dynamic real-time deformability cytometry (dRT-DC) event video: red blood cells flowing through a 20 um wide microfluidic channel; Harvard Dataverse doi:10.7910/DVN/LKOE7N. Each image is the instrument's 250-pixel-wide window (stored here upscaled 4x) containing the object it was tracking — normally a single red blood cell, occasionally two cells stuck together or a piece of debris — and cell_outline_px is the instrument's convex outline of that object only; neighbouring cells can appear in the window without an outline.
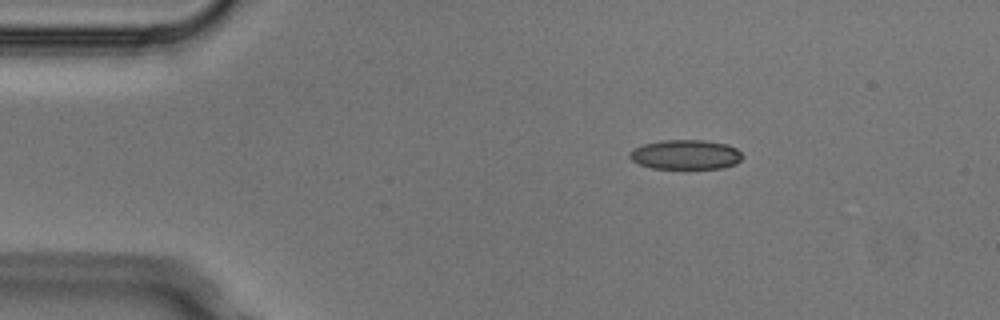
{"species": "Egyptian fruit bat (a non-hibernating species)", "species_latin": "Rousettus aegyptiacus", "temperature_condition": "cold", "stored_images_in_passage": 6, "camera_frame_rate_fps": 3000, "um_per_image_px": 0.085, "animal": {"sex": "male"}, "frame": {"image": 1, "passage_image": 1, "time_ms": 0.0, "image_size_px": [1000, 320], "cell_outline_px": [[744, 156], [736, 164], [724, 168], [652, 168], [640, 164], [632, 160], [628, 156], [628, 152], [644, 144], [660, 140], [704, 140], [728, 144], [736, 148]], "centroid_in_image_um": [58.3, 13.13], "position_along_channel_um": 26.7, "area_um2": 19.48}}
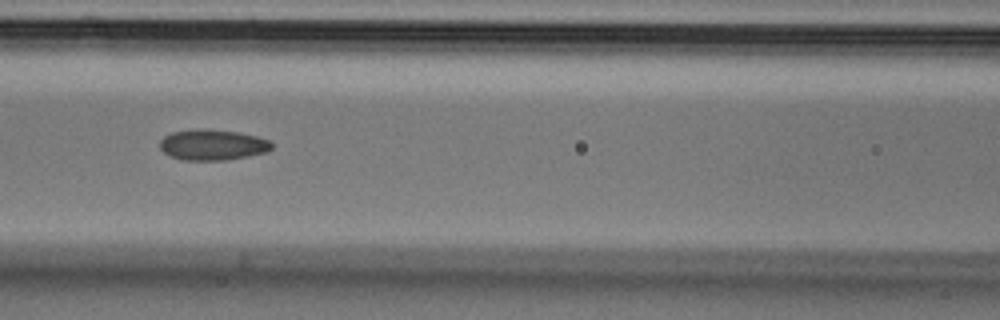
{"frame": {"image": 2, "passage_image": 5, "time_ms": 1.333, "image_size_px": [1000, 320], "cell_outline_px": [[272, 148], [268, 152], [228, 160], [180, 160], [164, 152], [160, 148], [160, 140], [164, 136], [172, 132], [196, 128], [208, 128], [236, 132], [256, 136], [272, 140]], "centroid_in_image_um": [18.09, 12.3], "position_along_channel_um": 148.5, "area_um2": 20.29}}
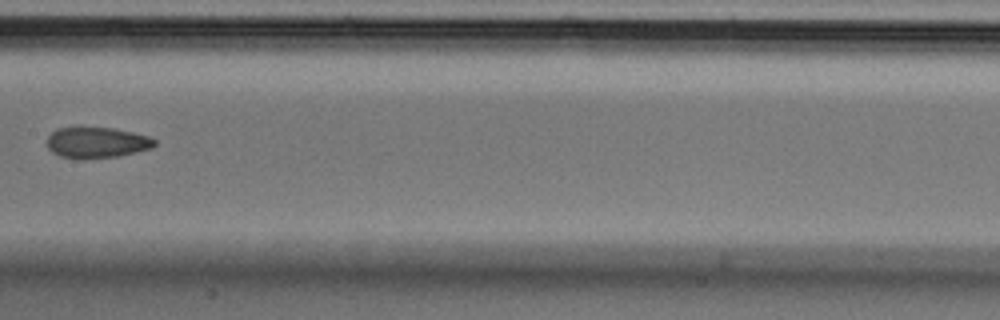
{"frame": {"image": 3, "passage_image": 6, "time_ms": 1.667, "image_size_px": [1000, 320], "cell_outline_px": [[156, 144], [152, 148], [120, 156], [84, 160], [80, 160], [60, 156], [52, 152], [48, 148], [48, 136], [56, 128], [112, 128], [132, 132], [148, 136], [156, 140]], "centroid_in_image_um": [8.23, 12.14], "position_along_channel_um": 199.2, "area_um2": 19.48}}